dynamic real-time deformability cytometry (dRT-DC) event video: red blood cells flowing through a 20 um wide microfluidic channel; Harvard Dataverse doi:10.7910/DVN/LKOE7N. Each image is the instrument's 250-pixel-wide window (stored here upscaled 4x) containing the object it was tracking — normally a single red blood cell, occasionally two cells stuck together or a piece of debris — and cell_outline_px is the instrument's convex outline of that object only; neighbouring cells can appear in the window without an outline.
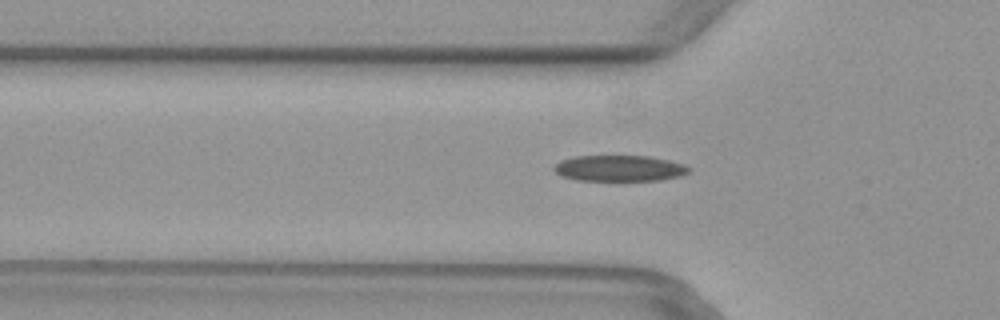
{"species": "common noctule bat (a hibernating species)", "species_latin": "Nyctalus noctula", "temperature_condition": "warm", "stored_images_in_passage": 41, "camera_frame_rate_fps": 3000, "um_per_image_px": 0.085, "animal": {"sex": "female", "body_mass_g": 29.2, "forearm_length_mm": 56.3}, "frame": {"image": 1, "passage_image": 13, "time_ms": 4.0, "image_size_px": [1000, 320], "cell_outline_px": [[692, 168], [688, 172], [680, 176], [660, 180], [616, 184], [576, 180], [560, 176], [552, 168], [560, 160], [576, 156], [648, 156], [668, 160], [684, 164]], "centroid_in_image_um": [52.63, 14.36], "position_along_channel_um": 73.2, "area_um2": 21.62}}
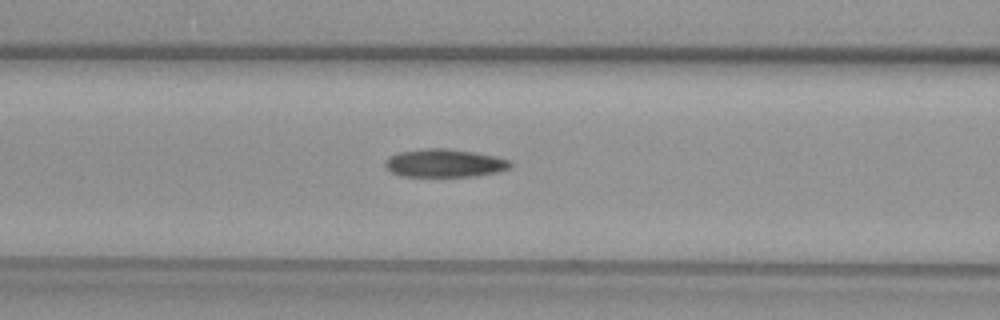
{"frame": {"image": 2, "passage_image": 17, "time_ms": 5.333, "image_size_px": [1000, 320], "cell_outline_px": [[512, 164], [508, 168], [496, 172], [476, 176], [404, 176], [392, 172], [384, 164], [392, 156], [400, 152], [424, 148], [448, 148], [496, 156], [508, 160]], "centroid_in_image_um": [37.81, 13.86], "position_along_channel_um": 128.8, "area_um2": 20.11}}
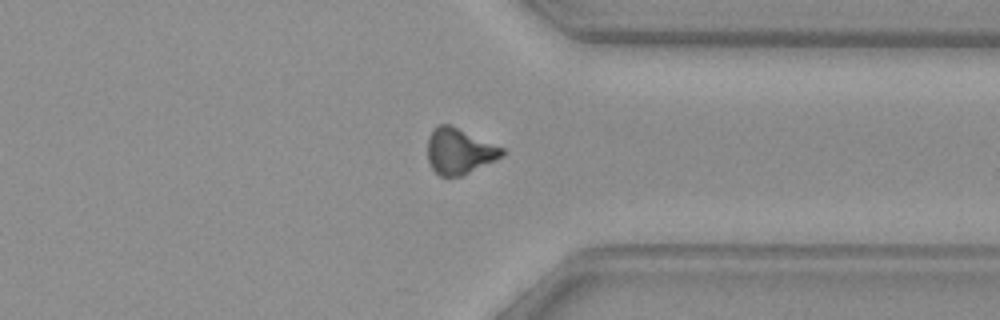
{"frame": {"image": 3, "passage_image": 35, "time_ms": 11.333, "image_size_px": [1000, 320], "cell_outline_px": [[504, 156], [496, 160], [460, 176], [440, 176], [432, 168], [428, 160], [428, 136], [432, 128], [440, 124], [448, 124], [504, 148]], "centroid_in_image_um": [39.03, 12.85], "position_along_channel_um": 372.4, "area_um2": 19.65}}